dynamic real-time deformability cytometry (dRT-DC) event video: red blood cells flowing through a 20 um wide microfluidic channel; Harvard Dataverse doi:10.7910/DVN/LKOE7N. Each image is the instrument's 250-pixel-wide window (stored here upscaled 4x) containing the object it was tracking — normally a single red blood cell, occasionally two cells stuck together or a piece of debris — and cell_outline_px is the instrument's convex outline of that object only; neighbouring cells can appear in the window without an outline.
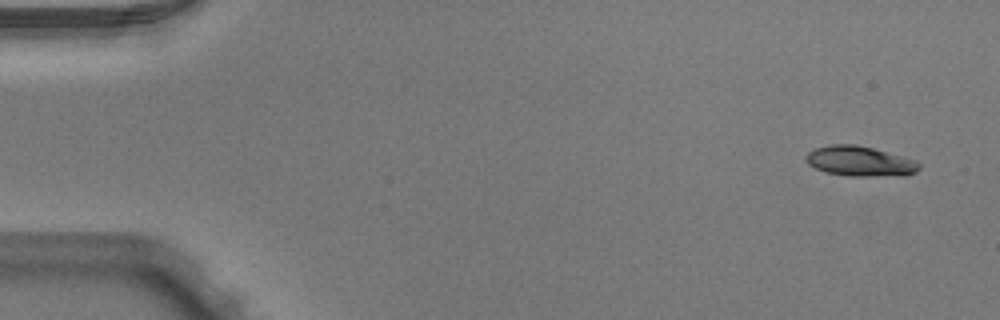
{"species": "Egyptian fruit bat (a non-hibernating species)", "species_latin": "Rousettus aegyptiacus", "temperature_condition": "warm", "stored_images_in_passage": 4, "camera_frame_rate_fps": 3000, "um_per_image_px": 0.085, "animal": {"sex": "male"}, "frame": {"image": 1, "passage_image": 1, "time_ms": 0.0, "image_size_px": [1000, 320], "cell_outline_px": [[920, 168], [916, 172], [904, 176], [848, 176], [828, 172], [816, 168], [808, 164], [804, 160], [804, 156], [808, 152], [816, 148], [832, 144], [856, 144], [872, 148], [916, 160], [920, 164]], "centroid_in_image_um": [73.1, 13.71], "position_along_channel_um": 11.9, "area_um2": 19.88}}
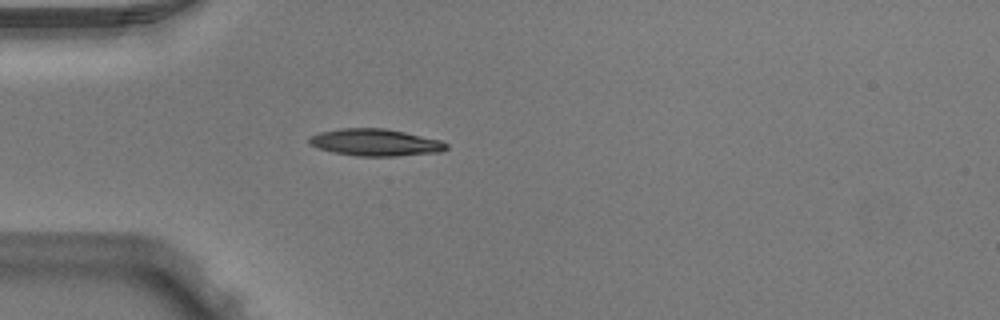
{"frame": {"image": 2, "passage_image": 4, "time_ms": 1.0, "image_size_px": [1000, 320], "cell_outline_px": [[448, 148], [440, 152], [396, 156], [356, 156], [336, 152], [320, 148], [308, 144], [308, 136], [320, 132], [340, 128], [384, 128], [404, 132], [440, 140], [448, 144]], "centroid_in_image_um": [31.89, 12.1], "position_along_channel_um": 53.1, "area_um2": 21.5}}